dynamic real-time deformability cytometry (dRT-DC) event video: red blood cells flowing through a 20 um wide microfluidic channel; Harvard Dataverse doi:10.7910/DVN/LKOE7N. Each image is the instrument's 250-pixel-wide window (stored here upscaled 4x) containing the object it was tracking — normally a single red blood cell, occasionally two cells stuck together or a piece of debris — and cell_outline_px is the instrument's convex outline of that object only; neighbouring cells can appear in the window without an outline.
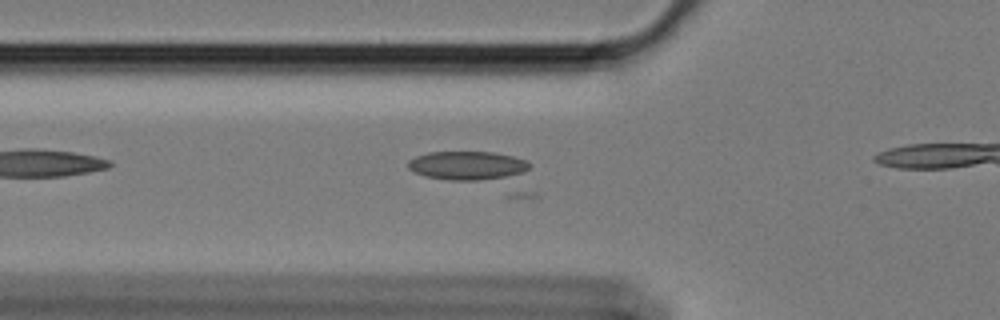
{"species": "Egyptian fruit bat (a non-hibernating species)", "species_latin": "Rousettus aegyptiacus", "temperature_condition": "cold", "stored_images_in_passage": 22, "camera_frame_rate_fps": 3000, "um_per_image_px": 0.085, "animal": {"sex": "female"}, "frame": {"image": 1, "passage_image": 16, "time_ms": 5.0, "image_size_px": [1000, 320], "cell_outline_px": [[532, 164], [524, 172], [516, 176], [476, 180], [452, 180], [424, 176], [412, 172], [408, 168], [408, 160], [416, 156], [428, 152], [496, 152], [528, 160]], "centroid_in_image_um": [39.74, 14.07], "position_along_channel_um": 86.1, "area_um2": 20.52}}